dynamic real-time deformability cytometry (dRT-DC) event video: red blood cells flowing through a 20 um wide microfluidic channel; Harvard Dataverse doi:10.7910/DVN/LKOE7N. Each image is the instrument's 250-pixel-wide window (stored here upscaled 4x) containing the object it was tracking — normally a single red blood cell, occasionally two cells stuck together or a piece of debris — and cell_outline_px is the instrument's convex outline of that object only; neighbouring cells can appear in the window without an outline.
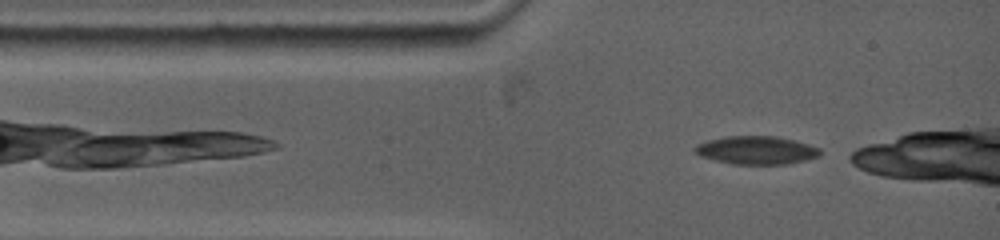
{"species": "common noctule bat (a hibernating species)", "species_latin": "Nyctalus noctula", "temperature_condition": "warm", "stored_images_in_passage": 36, "camera_frame_rate_fps": 5000, "um_per_image_px": 0.085, "animal": {"sex": "female", "body_mass_g": 19.0, "forearm_length_mm": 53.3}, "frame": {"image": 1, "passage_image": 1, "time_ms": 0.0, "image_size_px": [1000, 240], "cell_outline_px": [[820, 156], [788, 164], [732, 164], [700, 156], [692, 148], [696, 144], [708, 140], [724, 136], [776, 136], [796, 140], [820, 148]], "centroid_in_image_um": [64.29, 12.76], "position_along_channel_um": 20.7, "area_um2": 20.63}}
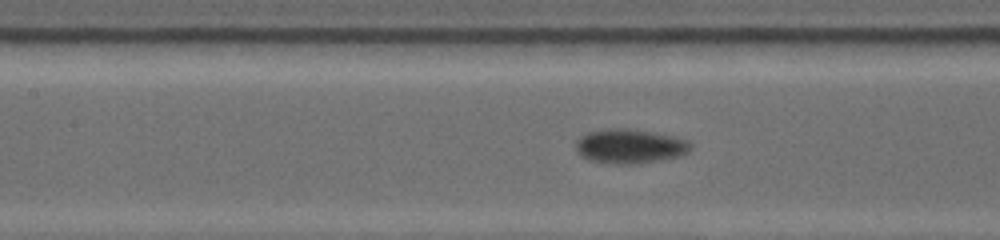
{"frame": {"image": 2, "passage_image": 19, "time_ms": 4.0, "image_size_px": [1000, 240], "cell_outline_px": [[692, 148], [688, 152], [680, 156], [636, 164], [612, 164], [588, 160], [580, 156], [576, 152], [576, 140], [580, 136], [588, 132], [608, 128], [628, 128], [676, 136], [688, 140], [692, 144]], "centroid_in_image_um": [53.52, 12.43], "position_along_channel_um": 153.9, "area_um2": 23.35}}
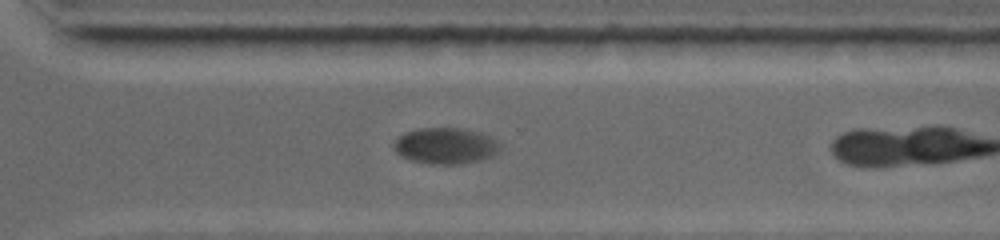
{"frame": {"image": 3, "passage_image": 35, "time_ms": 8.8, "image_size_px": [1000, 240], "cell_outline_px": [[500, 148], [496, 152], [480, 160], [460, 164], [436, 164], [412, 160], [400, 156], [392, 148], [396, 140], [404, 132], [420, 128], [464, 128], [480, 132], [496, 140], [500, 144]], "centroid_in_image_um": [37.84, 12.38], "position_along_channel_um": 332.8, "area_um2": 22.2}}